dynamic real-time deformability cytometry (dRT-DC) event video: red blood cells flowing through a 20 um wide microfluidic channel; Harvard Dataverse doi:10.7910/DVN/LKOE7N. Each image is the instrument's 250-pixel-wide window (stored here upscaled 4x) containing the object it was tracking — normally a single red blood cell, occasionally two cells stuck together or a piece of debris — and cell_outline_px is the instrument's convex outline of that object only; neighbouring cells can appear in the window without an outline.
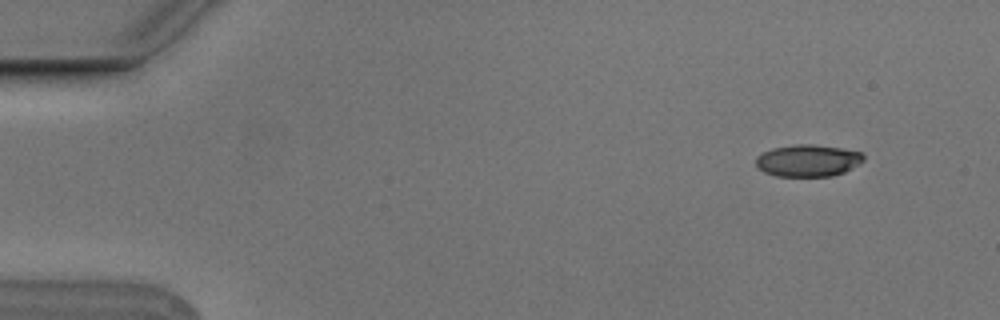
{"species": "Egyptian fruit bat (a non-hibernating species)", "species_latin": "Rousettus aegyptiacus", "temperature_condition": "cold", "stored_images_in_passage": 6, "camera_frame_rate_fps": 3000, "um_per_image_px": 0.085, "animal": {"sex": "male"}, "frame": {"image": 1, "passage_image": 2, "time_ms": 0.333, "image_size_px": [1000, 320], "cell_outline_px": [[864, 160], [860, 164], [844, 172], [832, 176], [776, 176], [764, 172], [756, 164], [756, 156], [772, 148], [796, 144], [812, 144], [840, 148], [860, 152], [864, 156]], "centroid_in_image_um": [68.68, 13.65], "position_along_channel_um": 16.3, "area_um2": 20.0}}